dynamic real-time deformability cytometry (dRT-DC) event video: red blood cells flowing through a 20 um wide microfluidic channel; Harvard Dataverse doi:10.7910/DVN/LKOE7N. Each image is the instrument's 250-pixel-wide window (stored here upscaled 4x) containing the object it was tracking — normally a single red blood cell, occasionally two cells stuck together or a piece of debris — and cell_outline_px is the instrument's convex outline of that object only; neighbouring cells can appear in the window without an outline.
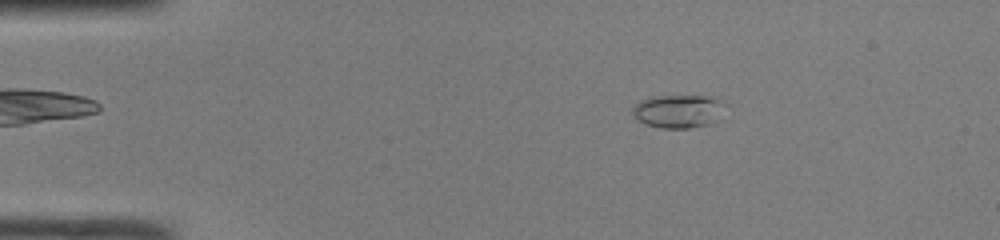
{"species": "common noctule bat (a hibernating species)", "species_latin": "Nyctalus noctula", "temperature_condition": "room temperature", "stored_images_in_passage": 48, "camera_frame_rate_fps": 3000, "um_per_image_px": 0.085, "animal": {"sex": "male", "body_mass_g": 19.0, "forearm_length_mm": 50.8}, "frame": {"image": 1, "passage_image": 8, "time_ms": 2.333, "image_size_px": [1000, 240], "cell_outline_px": [[728, 104], [708, 124], [688, 128], [660, 128], [644, 124], [636, 120], [632, 112], [632, 108], [640, 100], [656, 96], [716, 96], [724, 100]], "centroid_in_image_um": [57.64, 9.43], "position_along_channel_um": 27.4, "area_um2": 17.98}}
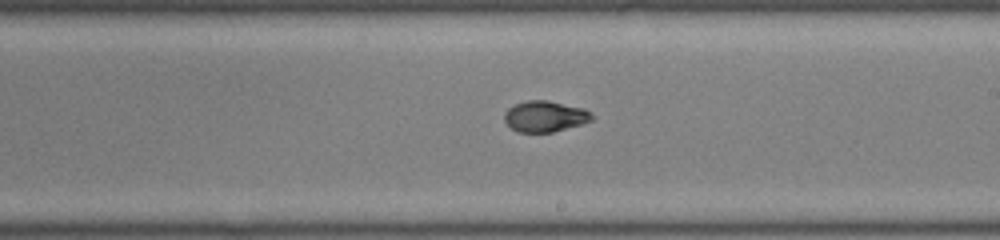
{"frame": {"image": 2, "passage_image": 28, "time_ms": 9.0, "image_size_px": [1000, 240], "cell_outline_px": [[596, 116], [592, 120], [580, 124], [552, 132], [516, 132], [504, 120], [504, 112], [508, 108], [516, 104], [528, 100], [548, 100], [584, 108]], "centroid_in_image_um": [46.33, 9.88], "position_along_channel_um": 242.7, "area_um2": 15.78}}
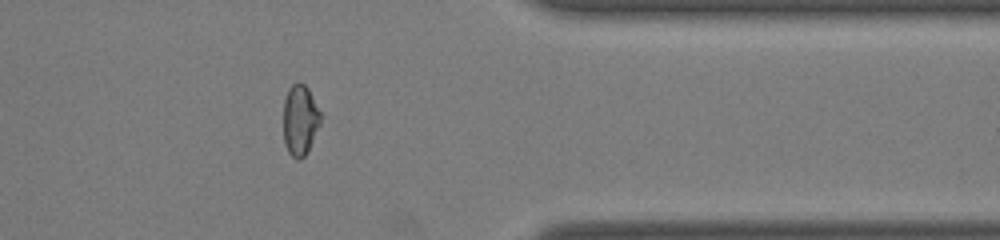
{"frame": {"image": 3, "passage_image": 39, "time_ms": 12.667, "image_size_px": [1000, 240], "cell_outline_px": [[320, 124], [304, 156], [300, 160], [296, 160], [288, 152], [284, 144], [284, 100], [288, 88], [292, 84], [304, 84], [308, 88], [320, 112]], "centroid_in_image_um": [25.48, 10.21], "position_along_channel_um": 385.9, "area_um2": 15.03}, "authors_computed_cell_mechanics": {"area_um2": 16.2996, "velocity_mm_per_s": 4.2356, "shape_relaxation_time_tau1_ms": null, "shape_relaxation_time_tau2_ms": 1.0759, "deformation_change_tau1": null, "deformation_change_tau2": 0.0492}}